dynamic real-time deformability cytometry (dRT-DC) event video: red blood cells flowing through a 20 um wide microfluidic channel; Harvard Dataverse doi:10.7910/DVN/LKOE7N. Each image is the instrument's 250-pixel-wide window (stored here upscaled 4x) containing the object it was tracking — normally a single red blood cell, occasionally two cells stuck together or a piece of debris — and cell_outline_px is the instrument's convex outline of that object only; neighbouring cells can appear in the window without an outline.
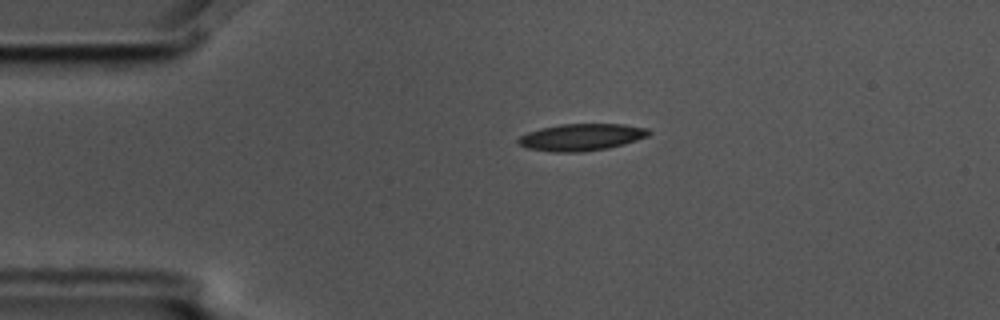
{"species": "common noctule bat (a hibernating species)", "species_latin": "Nyctalus noctula", "temperature_condition": "cold", "stored_images_in_passage": 2, "camera_frame_rate_fps": 3000, "um_per_image_px": 0.085, "animal": {"sex": "male", "body_mass_g": 17.5, "forearm_length_mm": 52.3}, "frame": {"image": 1, "passage_image": 1, "time_ms": 0.0, "image_size_px": [1000, 320], "cell_outline_px": [[652, 132], [648, 136], [624, 144], [608, 148], [584, 152], [552, 152], [528, 148], [516, 144], [516, 140], [520, 136], [528, 132], [540, 128], [560, 124], [624, 124], [648, 128]], "centroid_in_image_um": [49.41, 11.66], "position_along_channel_um": 35.6, "area_um2": 20.69}}